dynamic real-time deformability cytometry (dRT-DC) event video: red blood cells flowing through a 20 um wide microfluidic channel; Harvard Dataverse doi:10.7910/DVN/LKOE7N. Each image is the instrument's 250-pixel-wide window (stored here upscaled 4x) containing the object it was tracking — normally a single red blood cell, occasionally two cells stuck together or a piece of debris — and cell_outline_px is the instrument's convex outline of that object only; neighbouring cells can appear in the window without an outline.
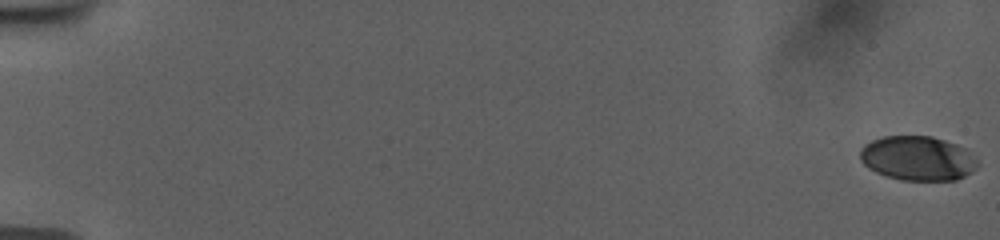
{"species": "human", "species_latin": "Homo sapiens", "temperature_condition": "room temperature", "stored_images_in_passage": 57, "camera_frame_rate_fps": 3000, "um_per_image_px": 0.085, "donor": {"sex": "female"}, "frame": {"image": 1, "passage_image": 1, "time_ms": 0.0, "image_size_px": [1000, 240], "cell_outline_px": [[976, 168], [972, 172], [956, 180], [900, 180], [876, 172], [868, 168], [860, 160], [860, 148], [864, 144], [872, 140], [884, 136], [932, 136], [956, 144], [964, 148], [976, 160]], "centroid_in_image_um": [77.96, 13.45], "position_along_channel_um": 7.0, "area_um2": 30.29}}
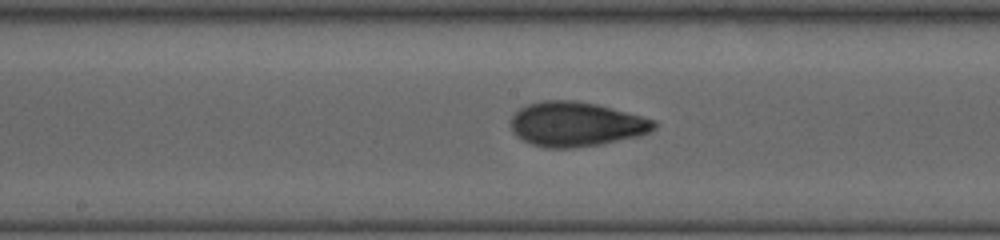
{"frame": {"image": 2, "passage_image": 32, "time_ms": 10.333, "image_size_px": [1000, 240], "cell_outline_px": [[656, 128], [640, 136], [600, 144], [572, 148], [544, 148], [532, 144], [516, 136], [512, 132], [512, 116], [520, 108], [528, 104], [544, 100], [576, 100], [596, 104], [612, 108], [656, 120]], "centroid_in_image_um": [48.97, 10.56], "position_along_channel_um": 199.2, "area_um2": 37.17}}
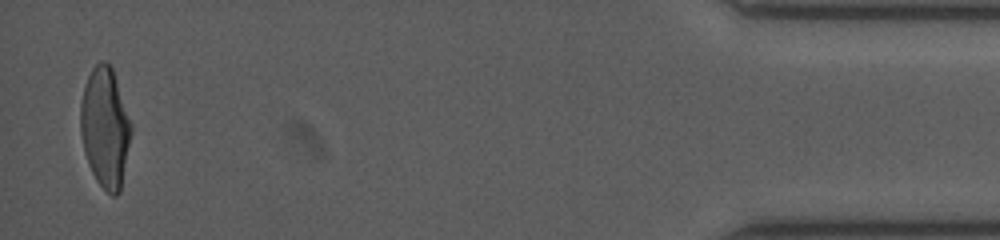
{"frame": {"image": 3, "passage_image": 56, "time_ms": 18.333, "image_size_px": [1000, 240], "cell_outline_px": [[132, 132], [120, 192], [116, 196], [112, 196], [96, 180], [88, 164], [84, 152], [80, 132], [80, 104], [84, 84], [92, 68], [100, 60], [104, 60], [112, 68], [132, 124]], "centroid_in_image_um": [8.93, 10.84], "position_along_channel_um": 426.3, "area_um2": 35.55}, "authors_computed_cell_mechanics": {"area_um2": 35.0846, "velocity_mm_per_s": 3.7683, "shape_relaxation_time_tau1_ms": 5.3133, "shape_relaxation_time_tau2_ms": 1.3108, "deformation_change_tau1": 0.1947, "deformation_change_tau2": 0.0672}}